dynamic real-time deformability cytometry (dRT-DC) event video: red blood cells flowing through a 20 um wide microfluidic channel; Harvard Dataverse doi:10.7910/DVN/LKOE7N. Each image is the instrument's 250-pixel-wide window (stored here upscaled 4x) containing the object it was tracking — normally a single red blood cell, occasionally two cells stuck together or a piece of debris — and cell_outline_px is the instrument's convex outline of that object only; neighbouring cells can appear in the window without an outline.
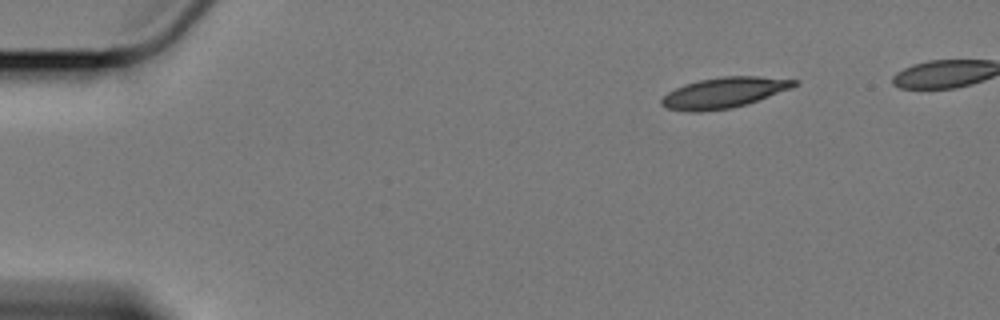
{"species": "Egyptian fruit bat (a non-hibernating species)", "species_latin": "Rousettus aegyptiacus", "temperature_condition": "cold", "stored_images_in_passage": 48, "camera_frame_rate_fps": 3000, "um_per_image_px": 0.085, "animal": {"sex": "female"}, "frame": {"image": 1, "passage_image": 1, "time_ms": 0.0, "image_size_px": [1000, 320], "cell_outline_px": [[800, 84], [792, 88], [748, 104], [732, 108], [700, 112], [688, 112], [664, 108], [660, 104], [660, 100], [668, 92], [684, 84], [700, 80], [720, 76], [760, 76], [800, 80]], "centroid_in_image_um": [61.56, 7.88], "position_along_channel_um": 23.4, "area_um2": 24.04}}
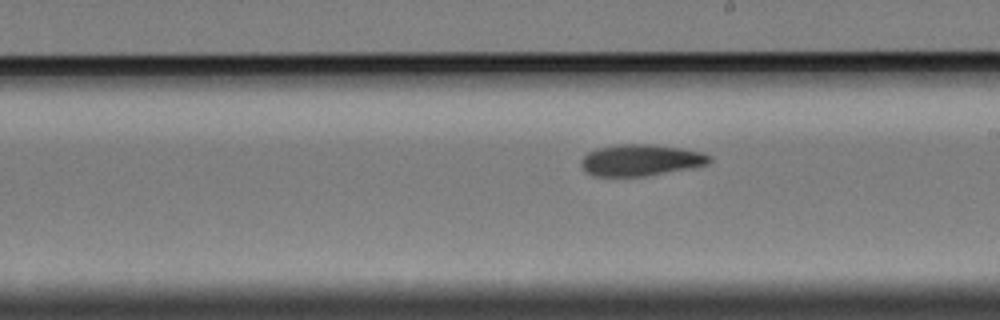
{"frame": {"image": 2, "passage_image": 27, "time_ms": 8.667, "image_size_px": [1000, 320], "cell_outline_px": [[712, 160], [708, 164], [692, 168], [644, 176], [592, 176], [580, 164], [580, 160], [588, 152], [596, 148], [616, 144], [652, 144], [680, 148], [700, 152], [712, 156]], "centroid_in_image_um": [54.46, 13.6], "position_along_channel_um": 234.5, "area_um2": 23.58}}
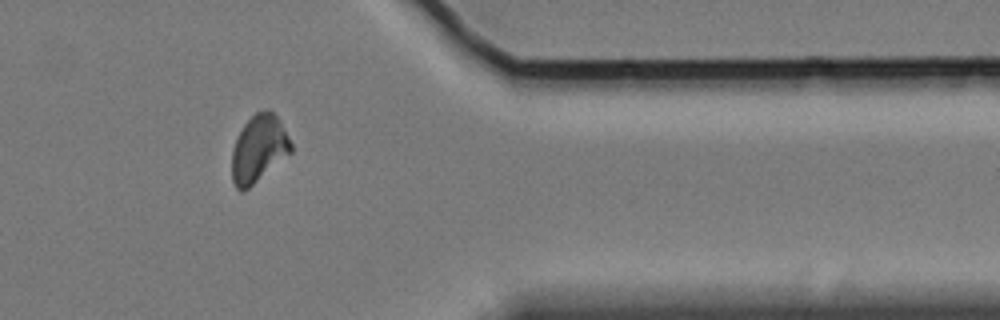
{"frame": {"image": 3, "passage_image": 42, "time_ms": 13.667, "image_size_px": [1000, 320], "cell_outline_px": [[292, 152], [244, 192], [240, 192], [236, 188], [232, 180], [232, 148], [244, 124], [256, 112], [268, 108], [280, 120], [292, 144]], "centroid_in_image_um": [21.99, 12.66], "position_along_channel_um": 389.4, "area_um2": 23.12}}